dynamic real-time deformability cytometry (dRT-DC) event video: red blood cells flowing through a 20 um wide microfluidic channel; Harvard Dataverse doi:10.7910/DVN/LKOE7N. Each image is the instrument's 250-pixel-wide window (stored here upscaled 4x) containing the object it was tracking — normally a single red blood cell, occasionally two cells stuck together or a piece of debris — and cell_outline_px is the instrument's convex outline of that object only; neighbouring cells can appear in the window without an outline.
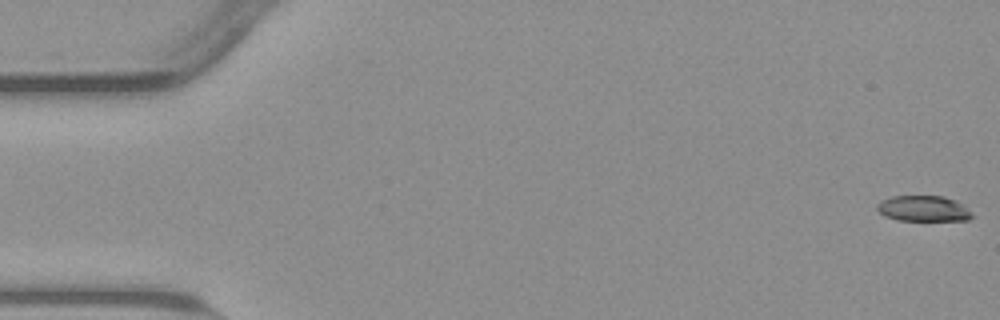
{"species": "common noctule bat (a hibernating species)", "species_latin": "Nyctalus noctula", "temperature_condition": "warm", "stored_images_in_passage": 55, "camera_frame_rate_fps": 3000, "um_per_image_px": 0.085, "animal": {"sex": "male", "body_mass_g": 23.1, "forearm_length_mm": 52.7}, "frame": {"image": 1, "passage_image": 1, "time_ms": 0.0, "image_size_px": [1000, 320], "cell_outline_px": [[976, 216], [968, 220], [896, 220], [884, 216], [876, 208], [876, 204], [880, 200], [892, 196], [944, 196], [956, 200]], "centroid_in_image_um": [78.48, 17.72], "position_along_channel_um": 6.5, "area_um2": 14.33}}
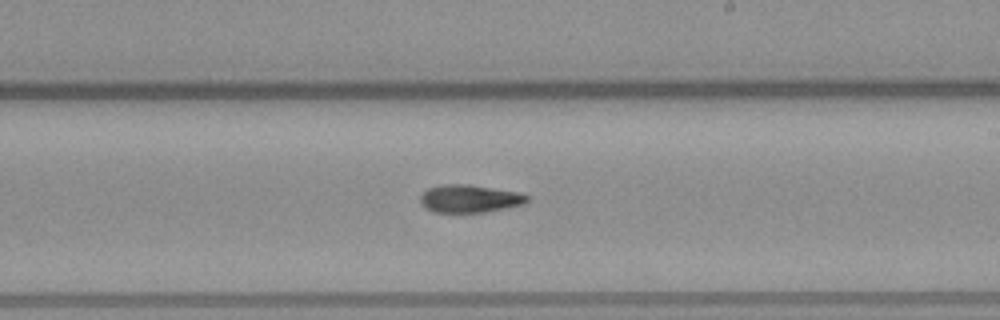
{"frame": {"image": 2, "passage_image": 32, "time_ms": 10.333, "image_size_px": [1000, 320], "cell_outline_px": [[528, 200], [524, 204], [484, 212], [432, 212], [420, 204], [420, 196], [428, 188], [444, 184], [468, 184], [516, 192], [528, 196]], "centroid_in_image_um": [39.87, 16.89], "position_along_channel_um": 249.1, "area_um2": 17.11}}
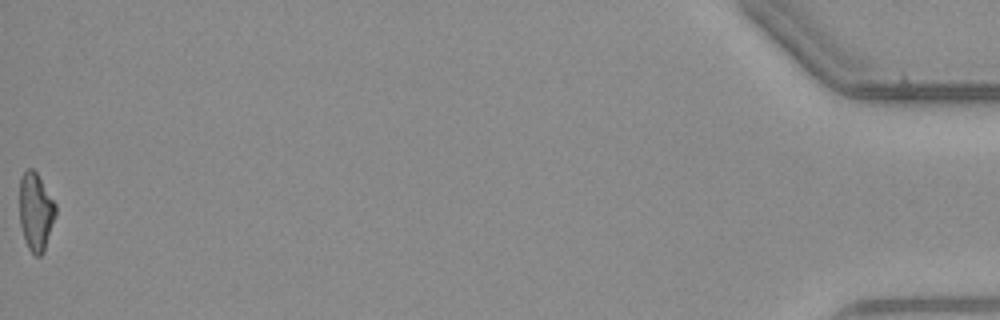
{"frame": {"image": 3, "passage_image": 55, "time_ms": 18.0, "image_size_px": [1000, 320], "cell_outline_px": [[56, 216], [44, 252], [40, 256], [36, 256], [28, 248], [24, 240], [20, 224], [20, 176], [28, 168], [32, 168], [36, 172], [56, 204]], "centroid_in_image_um": [3.04, 18.01], "position_along_channel_um": 432.2, "area_um2": 16.47}, "authors_computed_cell_mechanics": {"area_um2": 16.8776, "velocity_mm_per_s": 3.8187, "shape_relaxation_time_tau1_ms": null, "shape_relaxation_time_tau2_ms": 5.1988, "deformation_change_tau1": null, "deformation_change_tau2": 0.1423}}